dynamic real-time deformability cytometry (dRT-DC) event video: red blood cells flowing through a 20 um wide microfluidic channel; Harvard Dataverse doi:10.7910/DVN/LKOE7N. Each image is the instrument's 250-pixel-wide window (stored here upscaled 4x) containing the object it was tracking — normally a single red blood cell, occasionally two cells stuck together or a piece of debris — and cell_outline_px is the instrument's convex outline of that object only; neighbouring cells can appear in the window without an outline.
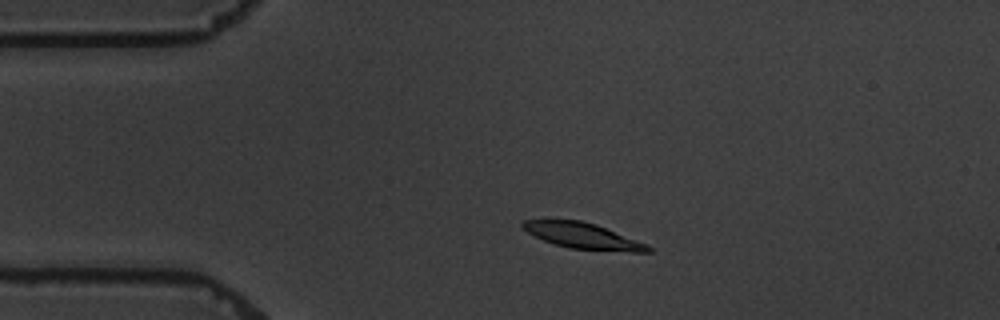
{"species": "common noctule bat (a hibernating species)", "species_latin": "Nyctalus noctula", "temperature_condition": "warm", "stored_images_in_passage": 2, "camera_frame_rate_fps": 3000, "um_per_image_px": 0.085, "animal": {"sex": "male", "body_mass_g": 19.5, "forearm_length_mm": 54.6}, "frame": {"image": 1, "passage_image": 1, "time_ms": 0.0, "image_size_px": [1000, 320], "cell_outline_px": [[652, 252], [632, 252], [568, 248], [544, 240], [520, 228], [520, 224], [524, 220], [580, 220], [596, 224], [648, 244], [652, 248]], "centroid_in_image_um": [49.57, 20.05], "position_along_channel_um": 35.4, "area_um2": 18.79}}